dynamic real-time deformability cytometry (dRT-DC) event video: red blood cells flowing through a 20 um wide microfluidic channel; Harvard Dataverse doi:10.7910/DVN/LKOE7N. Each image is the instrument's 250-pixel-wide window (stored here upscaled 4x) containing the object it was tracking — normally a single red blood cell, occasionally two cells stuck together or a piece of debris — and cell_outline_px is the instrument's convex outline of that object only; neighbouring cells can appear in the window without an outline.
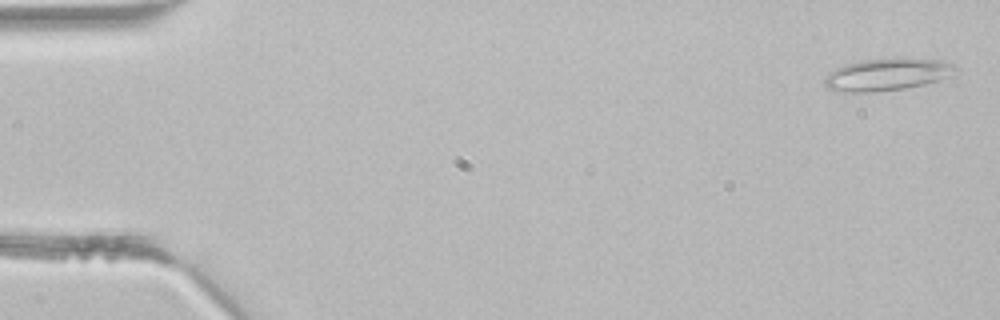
{"species": "common noctule bat (a hibernating species)", "species_latin": "Nyctalus noctula", "temperature_condition": "room temperature", "stored_images_in_passage": 43, "segment_of_instrument_passage": [1, 2], "camera_frame_rate_fps": 3000, "um_per_image_px": 0.085, "animal": {"sex": "male", "body_mass_g": 21.5, "forearm_length_mm": 52.0}, "frame": {"image": 1, "passage_image": 1, "time_ms": 0.0, "image_size_px": [1000, 320], "cell_outline_px": [[960, 72], [924, 84], [904, 88], [876, 92], [848, 92], [828, 88], [824, 84], [824, 80], [828, 72], [844, 64], [860, 60], [936, 60], [956, 64], [960, 68]], "centroid_in_image_um": [75.4, 6.35], "position_along_channel_um": 9.6, "area_um2": 23.99}}
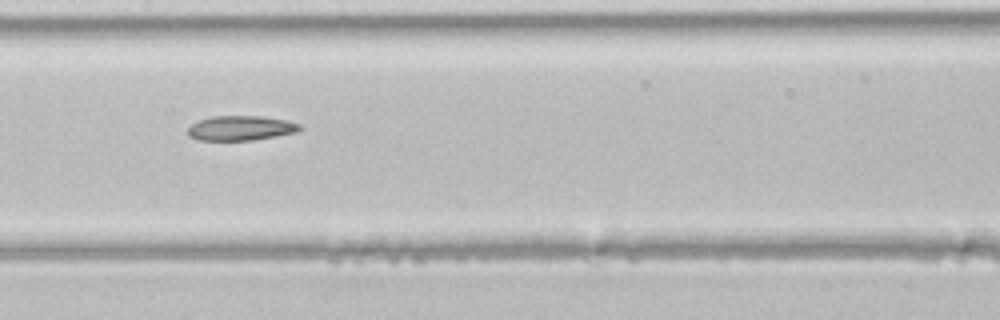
{"frame": {"image": 2, "passage_image": 21, "time_ms": 6.667, "image_size_px": [1000, 320], "cell_outline_px": [[304, 128], [300, 132], [252, 140], [200, 140], [188, 136], [188, 128], [192, 124], [200, 120], [212, 116], [260, 116], [288, 120], [300, 124]], "centroid_in_image_um": [20.53, 10.89], "position_along_channel_um": 186.9, "area_um2": 16.24}}
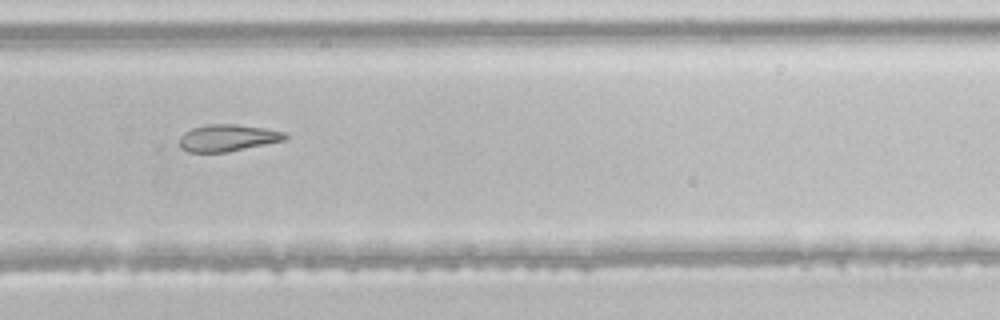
{"frame": {"image": 3, "passage_image": 29, "time_ms": 9.333, "image_size_px": [1000, 320], "cell_outline_px": [[288, 140], [228, 152], [188, 152], [180, 148], [180, 136], [184, 132], [192, 128], [208, 124], [236, 124], [264, 128], [284, 132], [288, 136]], "centroid_in_image_um": [19.37, 11.72], "position_along_channel_um": 310.4, "area_um2": 16.7}}